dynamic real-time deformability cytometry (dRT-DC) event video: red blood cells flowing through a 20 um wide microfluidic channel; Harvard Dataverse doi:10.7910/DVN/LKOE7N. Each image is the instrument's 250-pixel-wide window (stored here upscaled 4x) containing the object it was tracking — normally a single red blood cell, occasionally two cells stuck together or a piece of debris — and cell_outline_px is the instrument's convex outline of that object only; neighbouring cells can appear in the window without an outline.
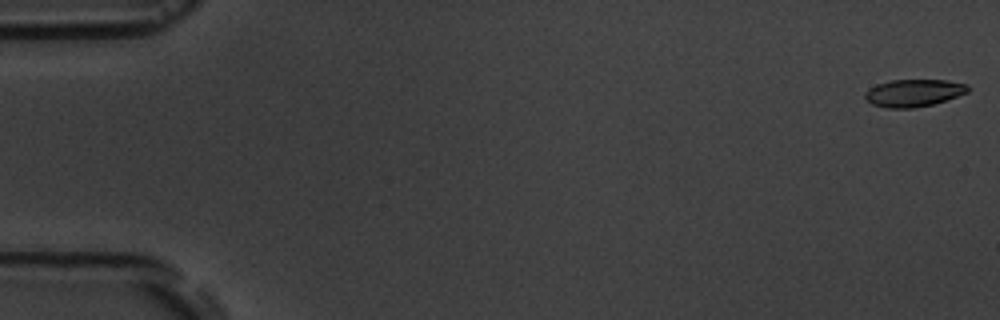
{"species": "common noctule bat (a hibernating species)", "species_latin": "Nyctalus noctula", "temperature_condition": "room temperature", "stored_images_in_passage": 6, "camera_frame_rate_fps": 3000, "um_per_image_px": 0.085, "animal": {"sex": "male", "body_mass_g": 19.5, "forearm_length_mm": 54.6}, "frame": {"image": 1, "passage_image": 1, "time_ms": 0.0, "image_size_px": [1000, 320], "cell_outline_px": [[968, 92], [932, 104], [912, 108], [888, 108], [872, 104], [864, 96], [864, 92], [876, 84], [892, 80], [948, 80], [968, 84]], "centroid_in_image_um": [77.64, 7.89], "position_along_channel_um": 7.4, "area_um2": 16.24}}
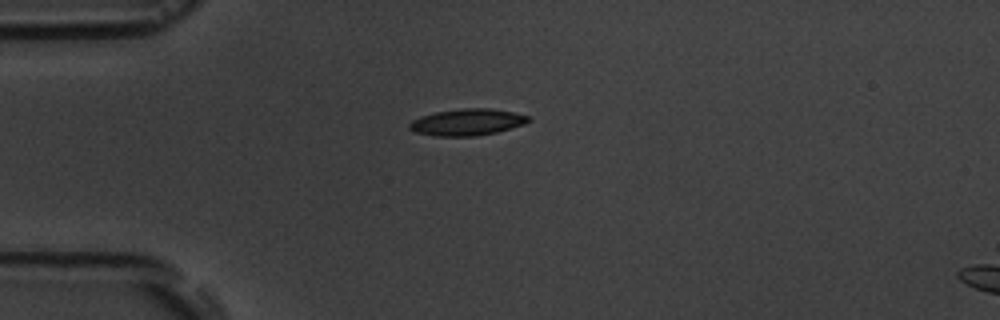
{"frame": {"image": 2, "passage_image": 5, "time_ms": 4.667, "image_size_px": [1000, 320], "cell_outline_px": [[532, 120], [524, 124], [496, 132], [476, 136], [436, 136], [416, 132], [408, 128], [408, 124], [412, 120], [420, 116], [436, 112], [464, 108], [492, 108], [512, 112], [528, 116]], "centroid_in_image_um": [39.7, 10.38], "position_along_channel_um": 45.3, "area_um2": 18.38}}